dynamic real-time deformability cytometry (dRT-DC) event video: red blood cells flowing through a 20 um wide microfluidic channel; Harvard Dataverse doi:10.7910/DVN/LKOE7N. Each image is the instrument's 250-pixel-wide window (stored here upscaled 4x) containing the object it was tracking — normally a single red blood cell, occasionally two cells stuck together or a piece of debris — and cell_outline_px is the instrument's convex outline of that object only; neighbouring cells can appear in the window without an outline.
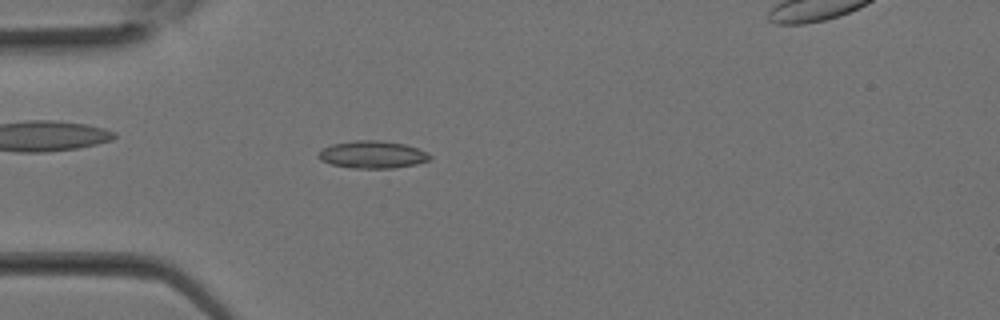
{"species": "Egyptian fruit bat (a non-hibernating species)", "species_latin": "Rousettus aegyptiacus", "temperature_condition": "room temperature", "stored_images_in_passage": 29, "camera_frame_rate_fps": 3000, "um_per_image_px": 0.085, "animal": {"sex": "female"}, "frame": {"image": 1, "passage_image": 6, "time_ms": 1.667, "image_size_px": [1000, 320], "cell_outline_px": [[432, 156], [428, 160], [416, 164], [392, 168], [352, 168], [332, 164], [320, 160], [316, 156], [324, 148], [332, 144], [356, 140], [380, 140], [404, 144], [428, 152]], "centroid_in_image_um": [31.66, 13.14], "position_along_channel_um": 53.3, "area_um2": 17.69}}
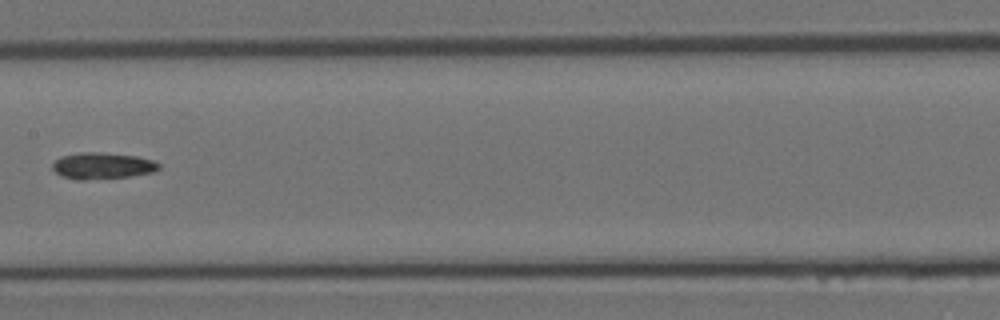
{"frame": {"image": 2, "passage_image": 13, "time_ms": 4.0, "image_size_px": [1000, 320], "cell_outline_px": [[160, 168], [152, 172], [132, 176], [84, 180], [76, 180], [60, 176], [52, 168], [52, 164], [60, 156], [80, 152], [100, 152], [136, 156], [152, 160], [160, 164]], "centroid_in_image_um": [8.67, 14.09], "position_along_channel_um": 198.7, "area_um2": 16.47}}
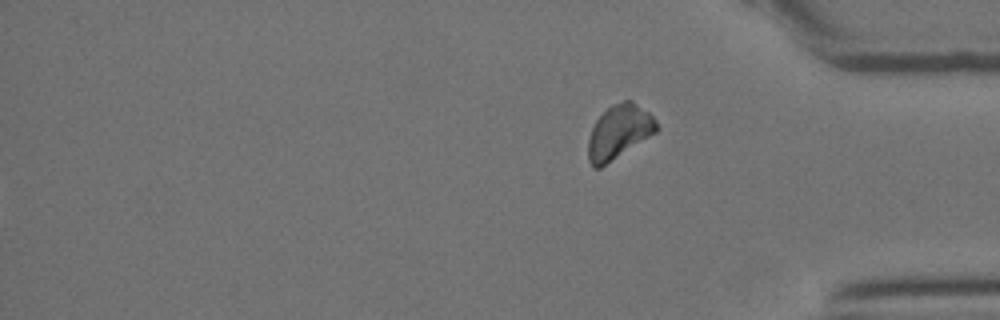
{"frame": {"image": 3, "passage_image": 29, "time_ms": 9.333, "image_size_px": [1000, 320], "cell_outline_px": [[660, 128], [656, 132], [600, 168], [592, 168], [588, 160], [588, 140], [592, 128], [596, 120], [612, 104], [624, 100], [632, 100], [648, 112], [656, 120]], "centroid_in_image_um": [52.61, 11.21], "position_along_channel_um": 382.6, "area_um2": 21.33}}